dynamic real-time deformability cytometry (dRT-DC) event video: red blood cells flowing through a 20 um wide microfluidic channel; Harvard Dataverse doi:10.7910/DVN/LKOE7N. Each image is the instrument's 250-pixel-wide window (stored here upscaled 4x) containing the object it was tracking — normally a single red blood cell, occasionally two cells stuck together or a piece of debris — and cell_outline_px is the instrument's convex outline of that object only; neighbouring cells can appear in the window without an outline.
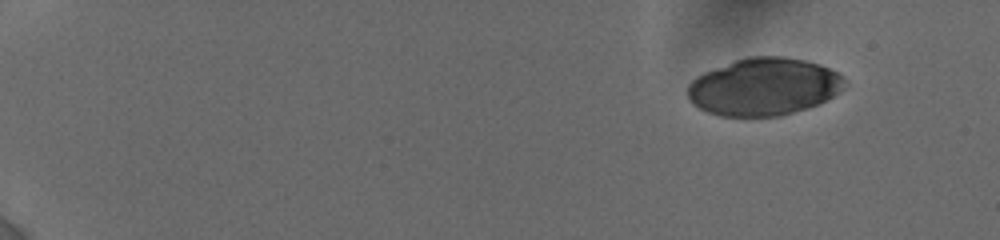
{"species": "human", "species_latin": "Homo sapiens", "temperature_condition": "cold", "stored_images_in_passage": 39, "camera_frame_rate_fps": 3000, "um_per_image_px": 0.085, "donor": {"sex": "female"}, "frame": {"image": 1, "passage_image": 1, "time_ms": 0.0, "image_size_px": [1000, 240], "cell_outline_px": [[848, 84], [840, 92], [820, 104], [808, 108], [780, 116], [720, 116], [708, 112], [700, 108], [688, 96], [688, 84], [696, 76], [704, 72], [736, 60], [748, 56], [784, 56], [804, 60], [820, 64], [844, 76]], "centroid_in_image_um": [64.98, 7.37], "position_along_channel_um": 20.0, "area_um2": 52.71}}